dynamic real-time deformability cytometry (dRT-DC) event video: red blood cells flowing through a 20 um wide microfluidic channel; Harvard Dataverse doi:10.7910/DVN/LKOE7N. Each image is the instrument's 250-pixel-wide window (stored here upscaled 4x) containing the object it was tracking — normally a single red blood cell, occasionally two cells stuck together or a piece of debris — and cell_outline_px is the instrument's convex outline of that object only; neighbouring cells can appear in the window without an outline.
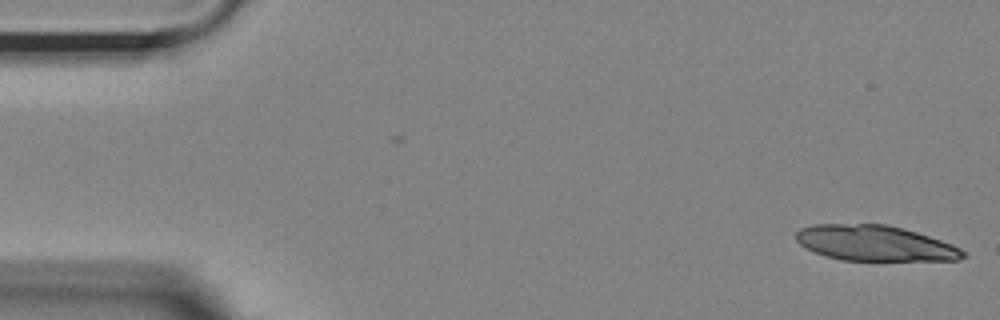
{"species": "Egyptian fruit bat (a non-hibernating species)", "species_latin": "Rousettus aegyptiacus", "temperature_condition": "room temperature", "stored_images_in_passage": 54, "segment_of_instrument_passage": [1, 2], "camera_frame_rate_fps": 3000, "um_per_image_px": 0.085, "animal": {"sex": "female"}, "frame": {"image": 1, "passage_image": 1, "time_ms": 0.0, "image_size_px": [1000, 320], "cell_outline_px": [[968, 256], [960, 260], [840, 260], [824, 256], [800, 244], [796, 240], [796, 232], [800, 228], [812, 224], [888, 224], [916, 232], [952, 244], [960, 248]], "centroid_in_image_um": [74.36, 20.67], "position_along_channel_um": 10.6, "area_um2": 34.45}}